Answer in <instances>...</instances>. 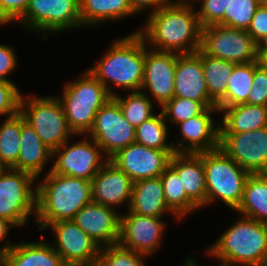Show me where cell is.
Instances as JSON below:
<instances>
[{"mask_svg":"<svg viewBox=\"0 0 267 266\" xmlns=\"http://www.w3.org/2000/svg\"><path fill=\"white\" fill-rule=\"evenodd\" d=\"M146 19L145 26L135 32L148 48L179 55L200 49L202 27L193 4L171 2L150 12Z\"/></svg>","mask_w":267,"mask_h":266,"instance_id":"obj_1","label":"cell"},{"mask_svg":"<svg viewBox=\"0 0 267 266\" xmlns=\"http://www.w3.org/2000/svg\"><path fill=\"white\" fill-rule=\"evenodd\" d=\"M112 42L103 57L88 70L104 85L112 97L117 94L111 90L112 84L127 92L140 91L145 65L143 37L133 31Z\"/></svg>","mask_w":267,"mask_h":266,"instance_id":"obj_2","label":"cell"},{"mask_svg":"<svg viewBox=\"0 0 267 266\" xmlns=\"http://www.w3.org/2000/svg\"><path fill=\"white\" fill-rule=\"evenodd\" d=\"M46 176V177H45ZM37 184L39 231L53 222L73 220L75 214L92 202V180L56 174L49 170Z\"/></svg>","mask_w":267,"mask_h":266,"instance_id":"obj_3","label":"cell"},{"mask_svg":"<svg viewBox=\"0 0 267 266\" xmlns=\"http://www.w3.org/2000/svg\"><path fill=\"white\" fill-rule=\"evenodd\" d=\"M206 252L225 266H267V225L240 216Z\"/></svg>","mask_w":267,"mask_h":266,"instance_id":"obj_4","label":"cell"},{"mask_svg":"<svg viewBox=\"0 0 267 266\" xmlns=\"http://www.w3.org/2000/svg\"><path fill=\"white\" fill-rule=\"evenodd\" d=\"M112 96L104 85L87 69L78 79L67 82L60 100L69 128L75 136L86 135L93 126L98 110Z\"/></svg>","mask_w":267,"mask_h":266,"instance_id":"obj_5","label":"cell"},{"mask_svg":"<svg viewBox=\"0 0 267 266\" xmlns=\"http://www.w3.org/2000/svg\"><path fill=\"white\" fill-rule=\"evenodd\" d=\"M206 181V207L220 199L236 210L240 205L250 173L241 168L220 147L203 152Z\"/></svg>","mask_w":267,"mask_h":266,"instance_id":"obj_6","label":"cell"},{"mask_svg":"<svg viewBox=\"0 0 267 266\" xmlns=\"http://www.w3.org/2000/svg\"><path fill=\"white\" fill-rule=\"evenodd\" d=\"M19 112L52 151L75 135L68 126L63 106L57 96L22 94Z\"/></svg>","mask_w":267,"mask_h":266,"instance_id":"obj_7","label":"cell"},{"mask_svg":"<svg viewBox=\"0 0 267 266\" xmlns=\"http://www.w3.org/2000/svg\"><path fill=\"white\" fill-rule=\"evenodd\" d=\"M36 180L26 172L11 168L3 170L0 174V218L12 222L16 227H22L32 213L36 216Z\"/></svg>","mask_w":267,"mask_h":266,"instance_id":"obj_8","label":"cell"},{"mask_svg":"<svg viewBox=\"0 0 267 266\" xmlns=\"http://www.w3.org/2000/svg\"><path fill=\"white\" fill-rule=\"evenodd\" d=\"M47 38L52 33L81 28L80 0H30L25 14L16 22Z\"/></svg>","mask_w":267,"mask_h":266,"instance_id":"obj_9","label":"cell"},{"mask_svg":"<svg viewBox=\"0 0 267 266\" xmlns=\"http://www.w3.org/2000/svg\"><path fill=\"white\" fill-rule=\"evenodd\" d=\"M200 50L209 56L236 64L258 59V45L247 30L220 24L202 27Z\"/></svg>","mask_w":267,"mask_h":266,"instance_id":"obj_10","label":"cell"},{"mask_svg":"<svg viewBox=\"0 0 267 266\" xmlns=\"http://www.w3.org/2000/svg\"><path fill=\"white\" fill-rule=\"evenodd\" d=\"M81 136L85 138L74 144L69 143L68 140L60 148L52 151V161H55L50 168L52 172L92 180L109 160L92 138L89 136L86 138V135Z\"/></svg>","mask_w":267,"mask_h":266,"instance_id":"obj_11","label":"cell"},{"mask_svg":"<svg viewBox=\"0 0 267 266\" xmlns=\"http://www.w3.org/2000/svg\"><path fill=\"white\" fill-rule=\"evenodd\" d=\"M100 147L107 159L135 142V127L124 117L117 100L110 98L96 113L86 134Z\"/></svg>","mask_w":267,"mask_h":266,"instance_id":"obj_12","label":"cell"},{"mask_svg":"<svg viewBox=\"0 0 267 266\" xmlns=\"http://www.w3.org/2000/svg\"><path fill=\"white\" fill-rule=\"evenodd\" d=\"M55 235L53 248L67 266H96L101 247L73 220L48 224Z\"/></svg>","mask_w":267,"mask_h":266,"instance_id":"obj_13","label":"cell"},{"mask_svg":"<svg viewBox=\"0 0 267 266\" xmlns=\"http://www.w3.org/2000/svg\"><path fill=\"white\" fill-rule=\"evenodd\" d=\"M220 148L248 173H267V126L249 132L220 133Z\"/></svg>","mask_w":267,"mask_h":266,"instance_id":"obj_14","label":"cell"},{"mask_svg":"<svg viewBox=\"0 0 267 266\" xmlns=\"http://www.w3.org/2000/svg\"><path fill=\"white\" fill-rule=\"evenodd\" d=\"M165 228L161 217L142 216L127 209V214H120L118 244L149 257L160 249Z\"/></svg>","mask_w":267,"mask_h":266,"instance_id":"obj_15","label":"cell"},{"mask_svg":"<svg viewBox=\"0 0 267 266\" xmlns=\"http://www.w3.org/2000/svg\"><path fill=\"white\" fill-rule=\"evenodd\" d=\"M174 153L175 150H158L134 142L120 149L109 160L125 172L134 183L160 177Z\"/></svg>","mask_w":267,"mask_h":266,"instance_id":"obj_16","label":"cell"},{"mask_svg":"<svg viewBox=\"0 0 267 266\" xmlns=\"http://www.w3.org/2000/svg\"><path fill=\"white\" fill-rule=\"evenodd\" d=\"M145 43L144 77L141 91L146 90L162 108L174 97L177 54L149 49Z\"/></svg>","mask_w":267,"mask_h":266,"instance_id":"obj_17","label":"cell"},{"mask_svg":"<svg viewBox=\"0 0 267 266\" xmlns=\"http://www.w3.org/2000/svg\"><path fill=\"white\" fill-rule=\"evenodd\" d=\"M218 112L217 107L206 108L201 114L177 124L180 139L177 143L172 142L175 153L198 154L218 149L220 147V123L218 120L213 121L211 117L212 114L217 115Z\"/></svg>","mask_w":267,"mask_h":266,"instance_id":"obj_18","label":"cell"},{"mask_svg":"<svg viewBox=\"0 0 267 266\" xmlns=\"http://www.w3.org/2000/svg\"><path fill=\"white\" fill-rule=\"evenodd\" d=\"M174 96L201 102L206 108L217 107L209 96L202 68V51L177 54Z\"/></svg>","mask_w":267,"mask_h":266,"instance_id":"obj_19","label":"cell"},{"mask_svg":"<svg viewBox=\"0 0 267 266\" xmlns=\"http://www.w3.org/2000/svg\"><path fill=\"white\" fill-rule=\"evenodd\" d=\"M73 221L101 248L119 242L120 214L117 209L92 201L75 214Z\"/></svg>","mask_w":267,"mask_h":266,"instance_id":"obj_20","label":"cell"},{"mask_svg":"<svg viewBox=\"0 0 267 266\" xmlns=\"http://www.w3.org/2000/svg\"><path fill=\"white\" fill-rule=\"evenodd\" d=\"M132 188L130 177L108 160L92 178V201L117 210L122 205L129 209Z\"/></svg>","mask_w":267,"mask_h":266,"instance_id":"obj_21","label":"cell"},{"mask_svg":"<svg viewBox=\"0 0 267 266\" xmlns=\"http://www.w3.org/2000/svg\"><path fill=\"white\" fill-rule=\"evenodd\" d=\"M169 165L178 173L186 195L199 207L206 206V181L203 152L174 153Z\"/></svg>","mask_w":267,"mask_h":266,"instance_id":"obj_22","label":"cell"},{"mask_svg":"<svg viewBox=\"0 0 267 266\" xmlns=\"http://www.w3.org/2000/svg\"><path fill=\"white\" fill-rule=\"evenodd\" d=\"M50 160H52V150L42 142L21 114L20 153L17 163L11 169L29 173L39 179Z\"/></svg>","mask_w":267,"mask_h":266,"instance_id":"obj_23","label":"cell"},{"mask_svg":"<svg viewBox=\"0 0 267 266\" xmlns=\"http://www.w3.org/2000/svg\"><path fill=\"white\" fill-rule=\"evenodd\" d=\"M129 210L142 216L162 218L165 213L175 215L165 202L160 177L143 179L133 183Z\"/></svg>","mask_w":267,"mask_h":266,"instance_id":"obj_24","label":"cell"},{"mask_svg":"<svg viewBox=\"0 0 267 266\" xmlns=\"http://www.w3.org/2000/svg\"><path fill=\"white\" fill-rule=\"evenodd\" d=\"M223 114L220 133H242L267 126V106L247 103L218 108Z\"/></svg>","mask_w":267,"mask_h":266,"instance_id":"obj_25","label":"cell"},{"mask_svg":"<svg viewBox=\"0 0 267 266\" xmlns=\"http://www.w3.org/2000/svg\"><path fill=\"white\" fill-rule=\"evenodd\" d=\"M7 266H67L53 246L44 240L14 243L7 253Z\"/></svg>","mask_w":267,"mask_h":266,"instance_id":"obj_26","label":"cell"},{"mask_svg":"<svg viewBox=\"0 0 267 266\" xmlns=\"http://www.w3.org/2000/svg\"><path fill=\"white\" fill-rule=\"evenodd\" d=\"M135 14L129 0H80L82 27H98L105 21H118Z\"/></svg>","mask_w":267,"mask_h":266,"instance_id":"obj_27","label":"cell"},{"mask_svg":"<svg viewBox=\"0 0 267 266\" xmlns=\"http://www.w3.org/2000/svg\"><path fill=\"white\" fill-rule=\"evenodd\" d=\"M235 211L242 216L267 223V173L249 175L242 201Z\"/></svg>","mask_w":267,"mask_h":266,"instance_id":"obj_28","label":"cell"},{"mask_svg":"<svg viewBox=\"0 0 267 266\" xmlns=\"http://www.w3.org/2000/svg\"><path fill=\"white\" fill-rule=\"evenodd\" d=\"M165 202L168 208L180 220L195 210L200 209L187 195L182 187L178 173L168 165L160 175Z\"/></svg>","mask_w":267,"mask_h":266,"instance_id":"obj_29","label":"cell"},{"mask_svg":"<svg viewBox=\"0 0 267 266\" xmlns=\"http://www.w3.org/2000/svg\"><path fill=\"white\" fill-rule=\"evenodd\" d=\"M254 78V62L235 64L226 94L217 102V108H226L247 102Z\"/></svg>","mask_w":267,"mask_h":266,"instance_id":"obj_30","label":"cell"},{"mask_svg":"<svg viewBox=\"0 0 267 266\" xmlns=\"http://www.w3.org/2000/svg\"><path fill=\"white\" fill-rule=\"evenodd\" d=\"M236 63L202 52V68L209 96L217 103L225 94Z\"/></svg>","mask_w":267,"mask_h":266,"instance_id":"obj_31","label":"cell"},{"mask_svg":"<svg viewBox=\"0 0 267 266\" xmlns=\"http://www.w3.org/2000/svg\"><path fill=\"white\" fill-rule=\"evenodd\" d=\"M21 113L6 117L0 125V163L12 168L20 153Z\"/></svg>","mask_w":267,"mask_h":266,"instance_id":"obj_32","label":"cell"},{"mask_svg":"<svg viewBox=\"0 0 267 266\" xmlns=\"http://www.w3.org/2000/svg\"><path fill=\"white\" fill-rule=\"evenodd\" d=\"M162 112L135 128V142L158 150H174L172 141L167 142L168 126Z\"/></svg>","mask_w":267,"mask_h":266,"instance_id":"obj_33","label":"cell"},{"mask_svg":"<svg viewBox=\"0 0 267 266\" xmlns=\"http://www.w3.org/2000/svg\"><path fill=\"white\" fill-rule=\"evenodd\" d=\"M114 98L119 103L126 120L135 128L155 114L151 96L141 90L132 91L124 98L116 94Z\"/></svg>","mask_w":267,"mask_h":266,"instance_id":"obj_34","label":"cell"},{"mask_svg":"<svg viewBox=\"0 0 267 266\" xmlns=\"http://www.w3.org/2000/svg\"><path fill=\"white\" fill-rule=\"evenodd\" d=\"M259 5L258 0H232L225 8L224 17L217 24L248 30Z\"/></svg>","mask_w":267,"mask_h":266,"instance_id":"obj_35","label":"cell"},{"mask_svg":"<svg viewBox=\"0 0 267 266\" xmlns=\"http://www.w3.org/2000/svg\"><path fill=\"white\" fill-rule=\"evenodd\" d=\"M144 258L147 257L116 244L100 249L96 266H146Z\"/></svg>","mask_w":267,"mask_h":266,"instance_id":"obj_36","label":"cell"},{"mask_svg":"<svg viewBox=\"0 0 267 266\" xmlns=\"http://www.w3.org/2000/svg\"><path fill=\"white\" fill-rule=\"evenodd\" d=\"M205 109L206 107L199 101L174 96L161 108V112L165 120H169L171 124L177 125L201 114Z\"/></svg>","mask_w":267,"mask_h":266,"instance_id":"obj_37","label":"cell"},{"mask_svg":"<svg viewBox=\"0 0 267 266\" xmlns=\"http://www.w3.org/2000/svg\"><path fill=\"white\" fill-rule=\"evenodd\" d=\"M200 9L196 10L201 27L217 24L223 17L225 8L232 0H198Z\"/></svg>","mask_w":267,"mask_h":266,"instance_id":"obj_38","label":"cell"},{"mask_svg":"<svg viewBox=\"0 0 267 266\" xmlns=\"http://www.w3.org/2000/svg\"><path fill=\"white\" fill-rule=\"evenodd\" d=\"M21 95L14 82L0 81V116L16 115L20 110Z\"/></svg>","mask_w":267,"mask_h":266,"instance_id":"obj_39","label":"cell"},{"mask_svg":"<svg viewBox=\"0 0 267 266\" xmlns=\"http://www.w3.org/2000/svg\"><path fill=\"white\" fill-rule=\"evenodd\" d=\"M247 104L267 106V69L254 61V78L248 93Z\"/></svg>","mask_w":267,"mask_h":266,"instance_id":"obj_40","label":"cell"},{"mask_svg":"<svg viewBox=\"0 0 267 266\" xmlns=\"http://www.w3.org/2000/svg\"><path fill=\"white\" fill-rule=\"evenodd\" d=\"M30 0H0V17L8 24L17 22L26 12Z\"/></svg>","mask_w":267,"mask_h":266,"instance_id":"obj_41","label":"cell"},{"mask_svg":"<svg viewBox=\"0 0 267 266\" xmlns=\"http://www.w3.org/2000/svg\"><path fill=\"white\" fill-rule=\"evenodd\" d=\"M247 32L257 45L267 39V6H258Z\"/></svg>","mask_w":267,"mask_h":266,"instance_id":"obj_42","label":"cell"},{"mask_svg":"<svg viewBox=\"0 0 267 266\" xmlns=\"http://www.w3.org/2000/svg\"><path fill=\"white\" fill-rule=\"evenodd\" d=\"M17 58L14 48L10 45L0 44V81L13 82L8 75L16 69Z\"/></svg>","mask_w":267,"mask_h":266,"instance_id":"obj_43","label":"cell"},{"mask_svg":"<svg viewBox=\"0 0 267 266\" xmlns=\"http://www.w3.org/2000/svg\"><path fill=\"white\" fill-rule=\"evenodd\" d=\"M173 0H129L132 9L136 13L144 12V10L147 12L146 9H150L148 12H153L155 10H158L159 8L168 5Z\"/></svg>","mask_w":267,"mask_h":266,"instance_id":"obj_44","label":"cell"},{"mask_svg":"<svg viewBox=\"0 0 267 266\" xmlns=\"http://www.w3.org/2000/svg\"><path fill=\"white\" fill-rule=\"evenodd\" d=\"M11 227L16 228V226L12 222H10L6 219L0 218V242L6 238ZM5 243L6 244L1 245L2 247L0 246V248L6 249L7 251H9V249L11 247H13V245H14V244H10L11 241H9V240H6Z\"/></svg>","mask_w":267,"mask_h":266,"instance_id":"obj_45","label":"cell"},{"mask_svg":"<svg viewBox=\"0 0 267 266\" xmlns=\"http://www.w3.org/2000/svg\"><path fill=\"white\" fill-rule=\"evenodd\" d=\"M258 63L267 69V39L258 45Z\"/></svg>","mask_w":267,"mask_h":266,"instance_id":"obj_46","label":"cell"},{"mask_svg":"<svg viewBox=\"0 0 267 266\" xmlns=\"http://www.w3.org/2000/svg\"><path fill=\"white\" fill-rule=\"evenodd\" d=\"M7 253L6 249L0 248V266H7Z\"/></svg>","mask_w":267,"mask_h":266,"instance_id":"obj_47","label":"cell"},{"mask_svg":"<svg viewBox=\"0 0 267 266\" xmlns=\"http://www.w3.org/2000/svg\"><path fill=\"white\" fill-rule=\"evenodd\" d=\"M185 261H186V262H184L185 264L182 265V266H202V265L198 264V263L196 262V260L194 261V258H192V257L188 258V259L185 260ZM218 265H219V266H225L224 264H219V263H218ZM203 266H205V265H203ZM206 266H207V265H206Z\"/></svg>","mask_w":267,"mask_h":266,"instance_id":"obj_48","label":"cell"},{"mask_svg":"<svg viewBox=\"0 0 267 266\" xmlns=\"http://www.w3.org/2000/svg\"><path fill=\"white\" fill-rule=\"evenodd\" d=\"M198 0H175V1H172V2H175V3H183V4H194L193 2H196Z\"/></svg>","mask_w":267,"mask_h":266,"instance_id":"obj_49","label":"cell"},{"mask_svg":"<svg viewBox=\"0 0 267 266\" xmlns=\"http://www.w3.org/2000/svg\"><path fill=\"white\" fill-rule=\"evenodd\" d=\"M260 5L267 6V0H258Z\"/></svg>","mask_w":267,"mask_h":266,"instance_id":"obj_50","label":"cell"},{"mask_svg":"<svg viewBox=\"0 0 267 266\" xmlns=\"http://www.w3.org/2000/svg\"><path fill=\"white\" fill-rule=\"evenodd\" d=\"M7 25V23L0 17V25Z\"/></svg>","mask_w":267,"mask_h":266,"instance_id":"obj_51","label":"cell"},{"mask_svg":"<svg viewBox=\"0 0 267 266\" xmlns=\"http://www.w3.org/2000/svg\"><path fill=\"white\" fill-rule=\"evenodd\" d=\"M4 169L5 167L0 163V174L3 172Z\"/></svg>","mask_w":267,"mask_h":266,"instance_id":"obj_52","label":"cell"}]
</instances>
